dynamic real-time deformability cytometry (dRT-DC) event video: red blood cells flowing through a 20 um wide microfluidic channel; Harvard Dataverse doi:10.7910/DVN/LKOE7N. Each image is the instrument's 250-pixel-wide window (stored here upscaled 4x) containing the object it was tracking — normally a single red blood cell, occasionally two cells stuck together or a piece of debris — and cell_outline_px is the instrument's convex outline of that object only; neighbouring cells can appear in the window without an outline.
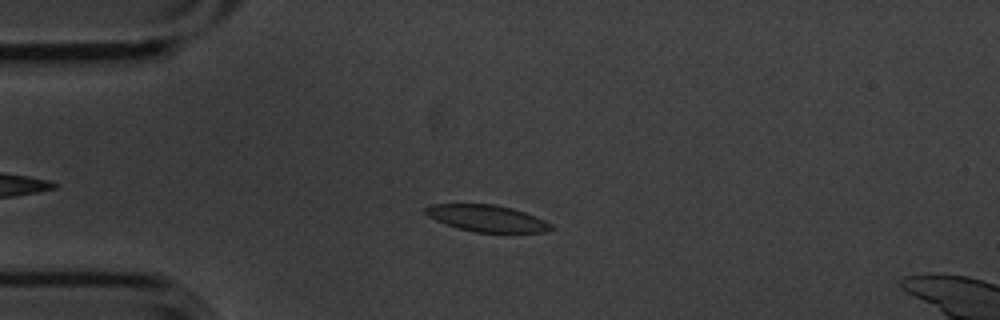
{"species": "common noctule bat (a hibernating species)", "species_latin": "Nyctalus noctula", "temperature_condition": "cold", "stored_images_in_passage": 10, "camera_frame_rate_fps": 3000, "um_per_image_px": 0.085, "animal": {"sex": "male", "body_mass_g": 20.1, "forearm_length_mm": 53.5}, "frame": {"image": 1, "passage_image": 4, "time_ms": 1.0, "image_size_px": [1000, 320], "cell_outline_px": [[552, 228], [544, 232], [476, 232], [460, 228], [436, 220], [428, 216], [424, 212], [424, 208], [432, 204], [496, 204], [512, 208], [536, 216], [552, 224]], "centroid_in_image_um": [41.39, 18.54], "position_along_channel_um": 43.6, "area_um2": 19.25}}
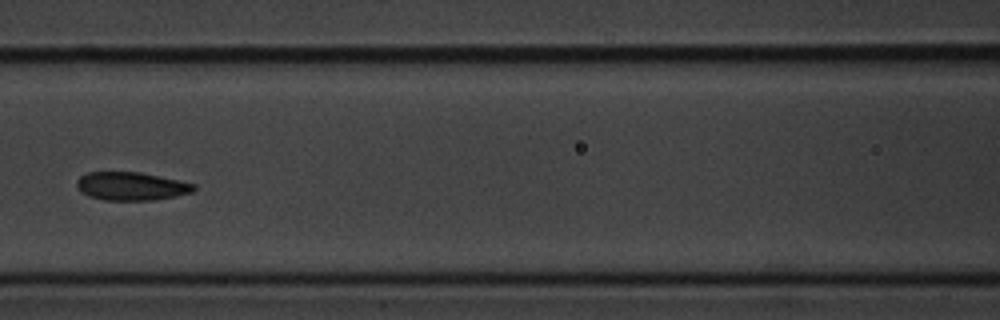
{"frame": {"image": 2, "passage_image": 7, "time_ms": 2.0, "image_size_px": [1000, 320], "cell_outline_px": [[196, 188], [192, 192], [176, 196], [152, 200], [104, 200], [88, 196], [80, 192], [76, 188], [76, 180], [80, 176], [88, 172], [140, 172], [196, 184]], "centroid_in_image_um": [11.12, 15.83], "position_along_channel_um": 155.5, "area_um2": 19.36}}
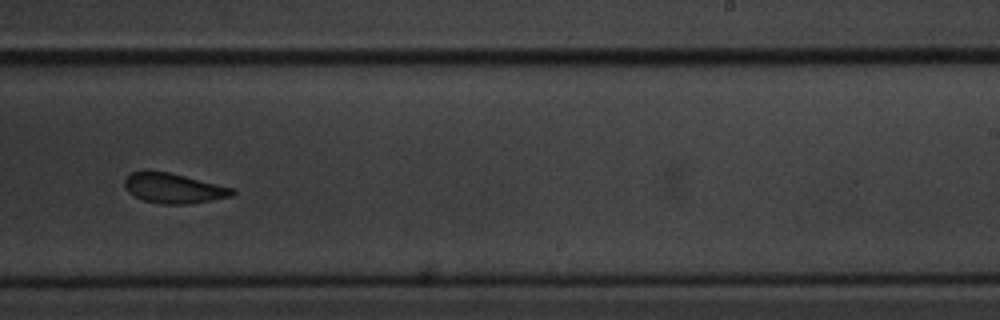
{"frame": {"image": 3, "passage_image": 10, "time_ms": 3.0, "image_size_px": [1000, 320], "cell_outline_px": [[236, 192], [232, 196], [212, 200], [188, 204], [160, 204], [144, 200], [128, 192], [124, 184], [124, 180], [132, 172], [168, 172], [236, 188]], "centroid_in_image_um": [14.82, 16.02], "position_along_channel_um": 274.2, "area_um2": 18.61}}